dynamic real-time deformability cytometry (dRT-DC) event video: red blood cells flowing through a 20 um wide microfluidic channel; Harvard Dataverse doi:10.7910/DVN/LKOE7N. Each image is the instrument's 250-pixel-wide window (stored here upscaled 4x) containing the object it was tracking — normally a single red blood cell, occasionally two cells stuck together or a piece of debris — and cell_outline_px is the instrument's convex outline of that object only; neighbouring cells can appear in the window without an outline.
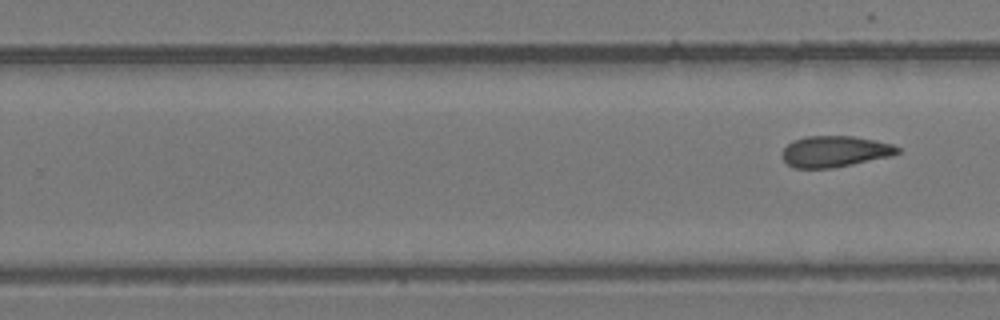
{"species": "common noctule bat (a hibernating species)", "species_latin": "Nyctalus noctula", "temperature_condition": "room temperature", "stored_images_in_passage": 29, "segment_of_instrument_passage": [2, 2], "camera_frame_rate_fps": 3000, "um_per_image_px": 0.085, "animal": {"sex": "female", "body_mass_g": 24.6, "forearm_length_mm": 56.2}, "frame": {"image": 1, "passage_image": 29, "time_ms": 9.333, "image_size_px": [1000, 320], "cell_outline_px": [[900, 152], [892, 156], [832, 168], [792, 168], [780, 156], [784, 148], [792, 140], [804, 136], [852, 136], [892, 144], [900, 148]], "centroid_in_image_um": [70.92, 12.87], "position_along_channel_um": 258.9, "area_um2": 20.98}}